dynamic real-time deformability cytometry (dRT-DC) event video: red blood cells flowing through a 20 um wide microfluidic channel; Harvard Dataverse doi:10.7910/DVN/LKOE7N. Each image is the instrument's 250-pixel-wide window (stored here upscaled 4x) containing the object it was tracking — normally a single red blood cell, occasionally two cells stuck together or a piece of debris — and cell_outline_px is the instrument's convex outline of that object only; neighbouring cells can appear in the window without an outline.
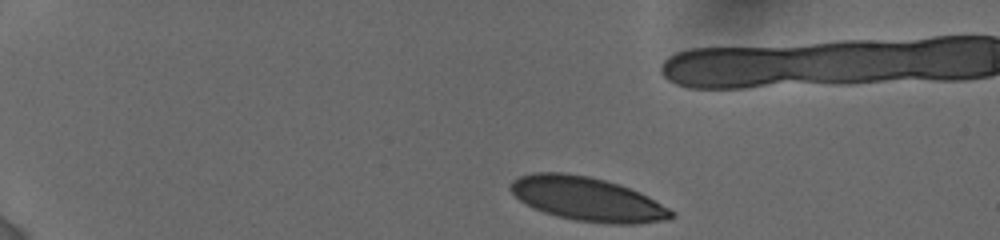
{"species": "human", "species_latin": "Homo sapiens", "temperature_condition": "cold", "stored_images_in_passage": 62, "camera_frame_rate_fps": 3000, "um_per_image_px": 0.085, "donor": {"sex": "female"}, "frame": {"image": 1, "passage_image": 1, "time_ms": 0.0, "image_size_px": [1000, 240], "cell_outline_px": [[676, 216], [668, 220], [636, 224], [612, 224], [576, 220], [556, 216], [532, 208], [524, 204], [508, 188], [512, 180], [520, 176], [532, 172], [564, 172], [588, 176], [620, 184], [640, 192], [648, 196], [676, 212]], "centroid_in_image_um": [49.94, 16.92], "position_along_channel_um": 35.1, "area_um2": 41.44}}
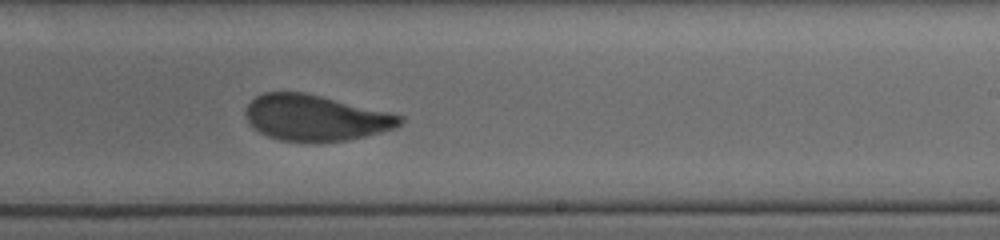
{"frame": {"image": 2, "passage_image": 38, "time_ms": 8.333, "image_size_px": [1000, 240], "cell_outline_px": [[404, 120], [400, 124], [392, 128], [380, 132], [364, 136], [344, 140], [280, 140], [268, 136], [260, 132], [248, 120], [244, 112], [248, 104], [256, 96], [264, 92], [304, 92], [388, 112], [404, 116]], "centroid_in_image_um": [26.8, 9.98], "position_along_channel_um": 262.2, "area_um2": 40.23}}
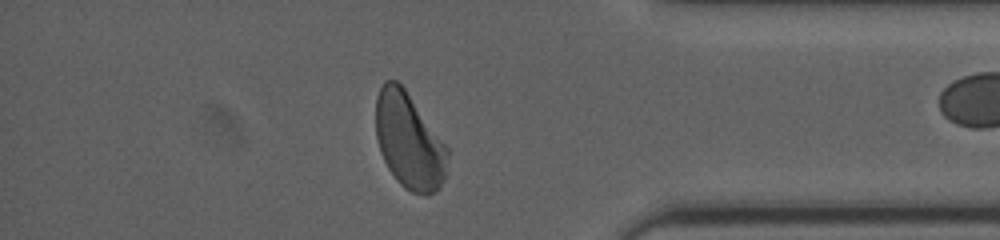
{"frame": {"image": 3, "passage_image": 52, "time_ms": 12.333, "image_size_px": [1000, 240], "cell_outline_px": [[448, 156], [444, 176], [440, 188], [428, 196], [424, 196], [412, 192], [404, 188], [396, 180], [388, 168], [380, 152], [376, 136], [376, 96], [384, 80], [396, 80], [404, 88], [448, 148]], "centroid_in_image_um": [34.75, 12.01], "position_along_channel_um": 400.4, "area_um2": 39.88}}